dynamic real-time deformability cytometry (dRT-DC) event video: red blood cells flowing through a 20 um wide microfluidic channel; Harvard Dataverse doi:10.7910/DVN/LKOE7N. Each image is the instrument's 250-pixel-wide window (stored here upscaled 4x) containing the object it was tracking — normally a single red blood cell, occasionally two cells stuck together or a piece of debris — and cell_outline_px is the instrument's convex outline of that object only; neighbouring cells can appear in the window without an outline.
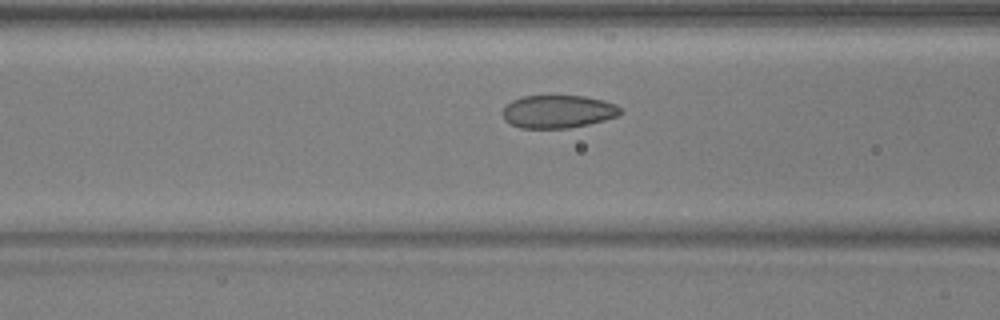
{"species": "common noctule bat (a hibernating species)", "species_latin": "Nyctalus noctula", "temperature_condition": "warm", "stored_images_in_passage": 32, "camera_frame_rate_fps": 3000, "um_per_image_px": 0.085, "animal": {"sex": "male", "body_mass_g": 17.9, "forearm_length_mm": 54.2}, "frame": {"image": 1, "passage_image": 4, "time_ms": 1.0, "image_size_px": [1000, 320], "cell_outline_px": [[624, 112], [620, 116], [588, 124], [568, 128], [520, 128], [504, 120], [504, 108], [512, 100], [524, 96], [584, 96], [604, 100], [616, 104]], "centroid_in_image_um": [47.49, 9.48], "position_along_channel_um": 119.1, "area_um2": 22.6}}
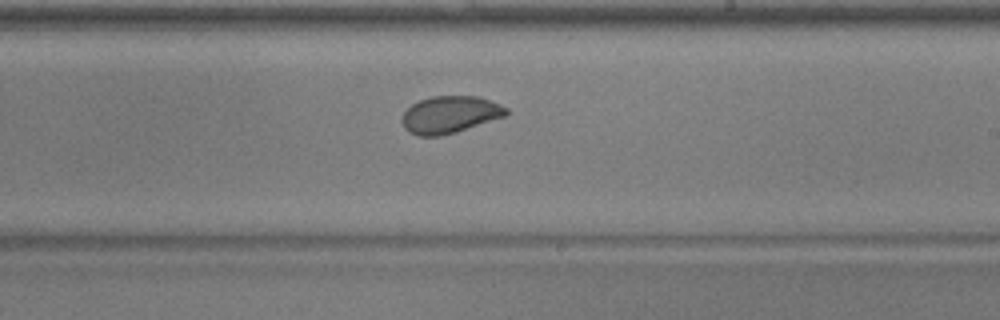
{"frame": {"image": 2, "passage_image": 14, "time_ms": 4.333, "image_size_px": [1000, 320], "cell_outline_px": [[508, 112], [504, 116], [456, 132], [440, 136], [416, 136], [408, 132], [404, 128], [404, 112], [412, 104], [420, 100], [432, 96], [480, 96], [500, 104], [508, 108]], "centroid_in_image_um": [38.25, 9.74], "position_along_channel_um": 250.8, "area_um2": 22.37}}
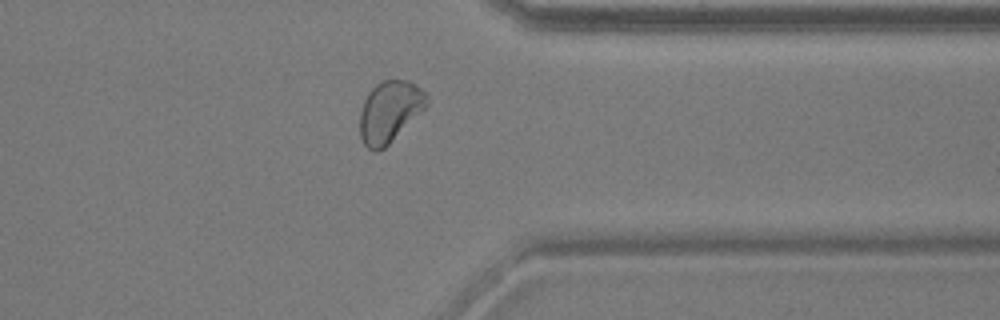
{"frame": {"image": 3, "passage_image": 24, "time_ms": 7.667, "image_size_px": [1000, 320], "cell_outline_px": [[428, 104], [384, 148], [376, 152], [372, 152], [364, 144], [360, 136], [360, 112], [364, 100], [368, 92], [380, 80], [408, 80], [428, 92]], "centroid_in_image_um": [33.11, 9.46], "position_along_channel_um": 378.3, "area_um2": 23.81}}